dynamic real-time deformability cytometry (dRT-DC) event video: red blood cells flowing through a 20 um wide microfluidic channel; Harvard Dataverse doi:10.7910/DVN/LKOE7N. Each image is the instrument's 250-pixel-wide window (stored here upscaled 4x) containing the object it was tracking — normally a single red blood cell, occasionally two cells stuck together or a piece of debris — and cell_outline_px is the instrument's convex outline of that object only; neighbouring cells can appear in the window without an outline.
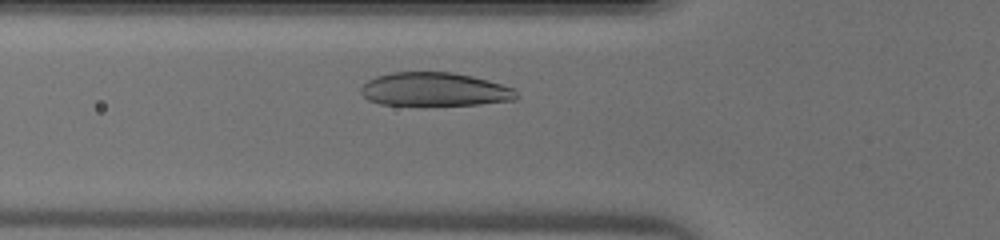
{"species": "human", "species_latin": "Homo sapiens", "temperature_condition": "warm", "stored_images_in_passage": 25, "camera_frame_rate_fps": 3000, "um_per_image_px": 0.085, "donor": {"sex": "male"}, "frame": {"image": 1, "passage_image": 5, "time_ms": 1.333, "image_size_px": [1000, 240], "cell_outline_px": [[520, 96], [516, 100], [480, 104], [380, 104], [368, 100], [360, 92], [360, 88], [368, 80], [376, 76], [392, 72], [452, 72], [472, 76], [488, 80], [516, 88]], "centroid_in_image_um": [37.0, 7.58], "position_along_channel_um": 88.8, "area_um2": 30.4}}
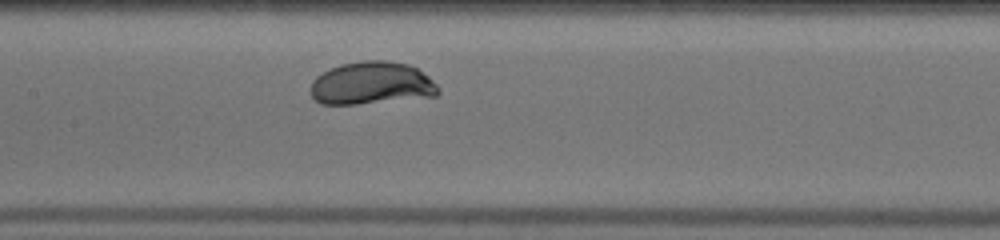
{"frame": {"image": 2, "passage_image": 11, "time_ms": 3.333, "image_size_px": [1000, 240], "cell_outline_px": [[440, 92], [436, 96], [356, 104], [320, 104], [312, 96], [312, 80], [316, 76], [340, 64], [364, 60], [384, 60], [408, 64], [416, 68], [428, 76], [440, 88]], "centroid_in_image_um": [31.6, 7.07], "position_along_channel_um": 175.8, "area_um2": 31.62}}
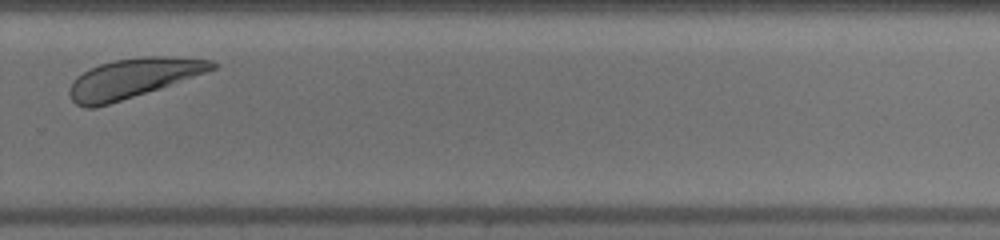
{"frame": {"image": 3, "passage_image": 21, "time_ms": 6.667, "image_size_px": [1000, 240], "cell_outline_px": [[220, 64], [216, 68], [160, 88], [96, 108], [84, 108], [76, 104], [72, 100], [68, 92], [68, 88], [72, 80], [76, 76], [88, 68], [100, 64], [116, 60], [144, 56], [164, 56], [212, 60]], "centroid_in_image_um": [11.24, 6.65], "position_along_channel_um": 318.6, "area_um2": 32.66}}